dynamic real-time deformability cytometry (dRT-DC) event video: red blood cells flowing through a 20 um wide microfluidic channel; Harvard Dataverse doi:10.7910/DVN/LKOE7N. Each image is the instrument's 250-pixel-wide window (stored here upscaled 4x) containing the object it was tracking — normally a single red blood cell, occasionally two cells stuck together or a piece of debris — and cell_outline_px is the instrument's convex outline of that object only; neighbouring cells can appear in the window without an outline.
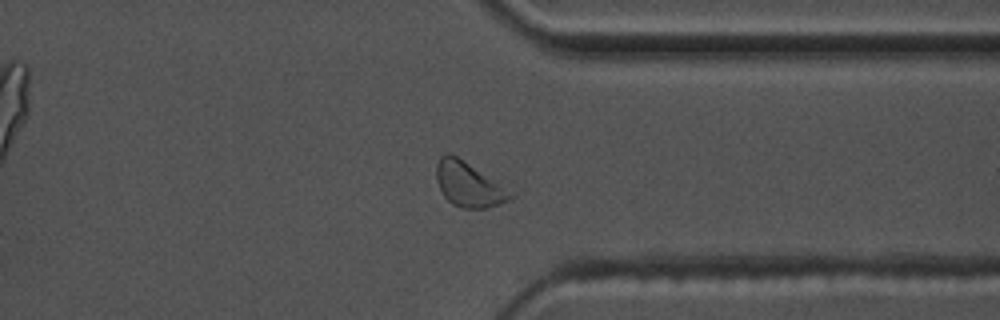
{"species": "common noctule bat (a hibernating species)", "species_latin": "Nyctalus noctula", "temperature_condition": "warm", "stored_images_in_passage": 56, "camera_frame_rate_fps": 3000, "um_per_image_px": 0.085, "animal": {"sex": "male", "body_mass_g": 17.5, "forearm_length_mm": 52.3}, "frame": {"image": 1, "passage_image": 43, "time_ms": 14.0, "image_size_px": [1000, 320], "cell_outline_px": [[516, 196], [508, 200], [484, 208], [460, 208], [452, 204], [444, 196], [436, 180], [436, 164], [440, 156], [448, 152], [456, 156], [516, 192]], "centroid_in_image_um": [39.86, 15.67], "position_along_channel_um": 371.5, "area_um2": 19.36}}
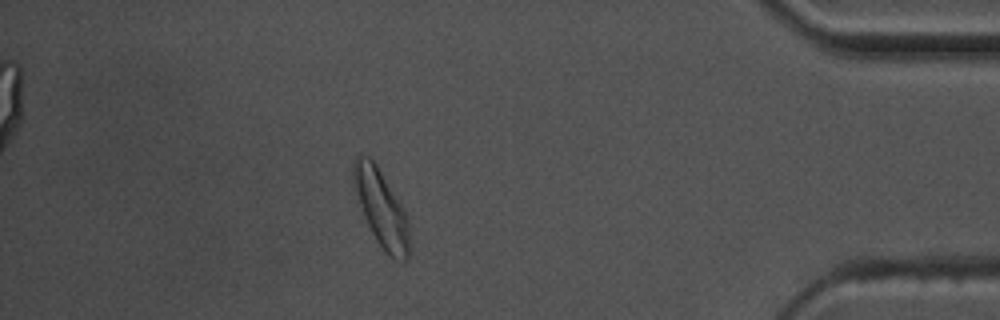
{"frame": {"image": 2, "passage_image": 49, "time_ms": 16.0, "image_size_px": [1000, 320], "cell_outline_px": [[408, 260], [396, 260], [388, 256], [384, 252], [376, 240], [364, 216], [356, 196], [352, 180], [352, 164], [356, 156], [360, 152], [368, 156], [376, 164], [404, 208], [408, 220]], "centroid_in_image_um": [32.37, 17.67], "position_along_channel_um": 402.8, "area_um2": 25.09}, "authors_computed_cell_mechanics": {"area_um2": 19.7098, "velocity_mm_per_s": 3.6352, "shape_relaxation_time_tau1_ms": 3.4421, "shape_relaxation_time_tau2_ms": 2.1232, "deformation_change_tau1": 0.1258, "deformation_change_tau2": 0.0804}}